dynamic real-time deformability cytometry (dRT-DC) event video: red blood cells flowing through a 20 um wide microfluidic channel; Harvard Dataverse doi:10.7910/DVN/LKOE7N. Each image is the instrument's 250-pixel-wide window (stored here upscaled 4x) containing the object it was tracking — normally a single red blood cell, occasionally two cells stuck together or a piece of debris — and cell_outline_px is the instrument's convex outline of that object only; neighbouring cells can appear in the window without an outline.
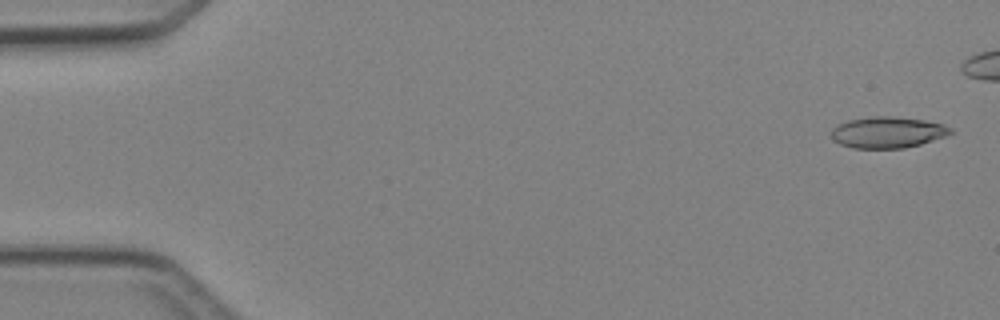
{"species": "Egyptian fruit bat (a non-hibernating species)", "species_latin": "Rousettus aegyptiacus", "temperature_condition": "cold", "stored_images_in_passage": 4, "camera_frame_rate_fps": 3000, "um_per_image_px": 0.085, "animal": {"sex": "female"}, "frame": {"image": 1, "passage_image": 1, "time_ms": 0.0, "image_size_px": [1000, 320], "cell_outline_px": [[956, 132], [920, 144], [904, 148], [852, 148], [840, 144], [832, 140], [832, 128], [836, 124], [848, 120], [876, 116], [892, 116], [924, 120], [944, 124], [952, 128]], "centroid_in_image_um": [75.44, 11.24], "position_along_channel_um": 9.6, "area_um2": 21.79}}